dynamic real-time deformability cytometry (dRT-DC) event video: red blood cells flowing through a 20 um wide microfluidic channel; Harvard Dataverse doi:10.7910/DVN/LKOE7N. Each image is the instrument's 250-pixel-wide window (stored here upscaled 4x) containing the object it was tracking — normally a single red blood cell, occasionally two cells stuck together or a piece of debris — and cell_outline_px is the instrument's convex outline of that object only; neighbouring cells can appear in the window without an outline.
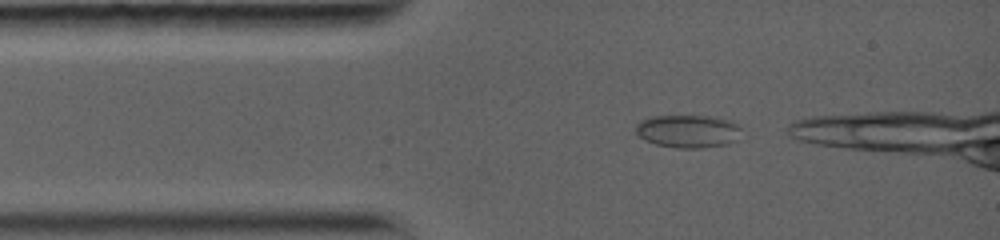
{"species": "common noctule bat (a hibernating species)", "species_latin": "Nyctalus noctula", "temperature_condition": "warm", "stored_images_in_passage": 4, "camera_frame_rate_fps": 5000, "um_per_image_px": 0.085, "animal": {"sex": "female", "body_mass_g": 19.0, "forearm_length_mm": 56.7}, "frame": {"image": 1, "passage_image": 1, "time_ms": 0.0, "image_size_px": [1000, 240], "cell_outline_px": [[740, 140], [728, 144], [700, 148], [676, 148], [656, 144], [644, 140], [636, 132], [636, 124], [640, 120], [652, 116], [720, 116], [732, 120], [740, 128]], "centroid_in_image_um": [58.53, 11.15], "position_along_channel_um": 26.5, "area_um2": 20.63}}